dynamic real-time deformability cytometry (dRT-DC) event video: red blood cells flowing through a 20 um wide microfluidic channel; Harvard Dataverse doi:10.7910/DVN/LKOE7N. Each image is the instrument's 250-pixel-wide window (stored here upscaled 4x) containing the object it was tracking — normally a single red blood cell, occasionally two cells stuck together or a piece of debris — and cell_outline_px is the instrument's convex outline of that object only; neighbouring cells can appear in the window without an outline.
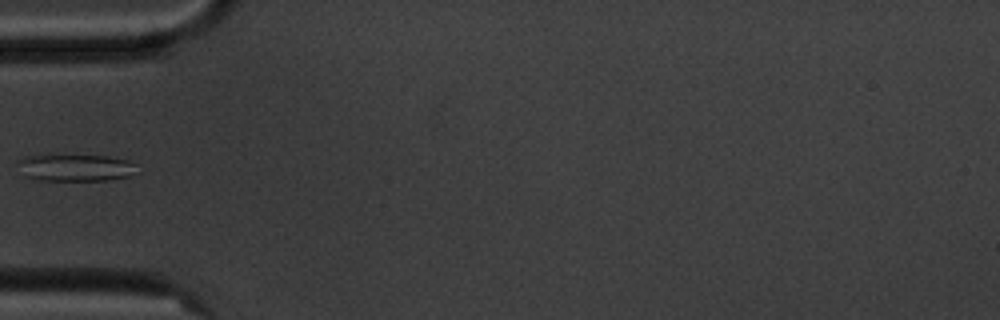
{"species": "common noctule bat (a hibernating species)", "species_latin": "Nyctalus noctula", "temperature_condition": "cold", "stored_images_in_passage": 6, "camera_frame_rate_fps": 3000, "um_per_image_px": 0.085, "animal": {"sex": "male", "body_mass_g": 20.1, "forearm_length_mm": 53.5}, "frame": {"image": 1, "passage_image": 5, "time_ms": 4.667, "image_size_px": [1000, 320], "cell_outline_px": [[140, 172], [128, 176], [108, 180], [36, 180], [24, 176], [16, 160], [24, 156], [48, 152], [108, 156], [128, 160], [136, 164]], "centroid_in_image_um": [6.38, 14.2], "position_along_channel_um": 78.6, "area_um2": 19.94}}
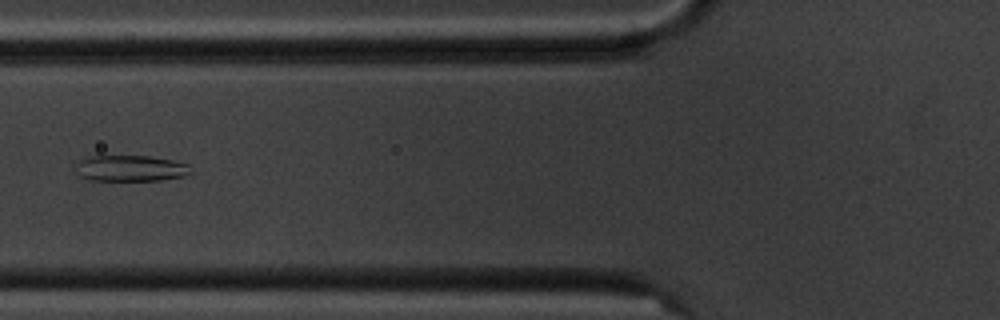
{"frame": {"image": 2, "passage_image": 6, "time_ms": 5.667, "image_size_px": [1000, 320], "cell_outline_px": [[192, 172], [184, 176], [160, 180], [92, 180], [80, 176], [76, 164], [80, 160], [88, 156], [148, 156], [172, 160], [188, 164]], "centroid_in_image_um": [11.12, 14.3], "position_along_channel_um": 114.7, "area_um2": 17.28}}